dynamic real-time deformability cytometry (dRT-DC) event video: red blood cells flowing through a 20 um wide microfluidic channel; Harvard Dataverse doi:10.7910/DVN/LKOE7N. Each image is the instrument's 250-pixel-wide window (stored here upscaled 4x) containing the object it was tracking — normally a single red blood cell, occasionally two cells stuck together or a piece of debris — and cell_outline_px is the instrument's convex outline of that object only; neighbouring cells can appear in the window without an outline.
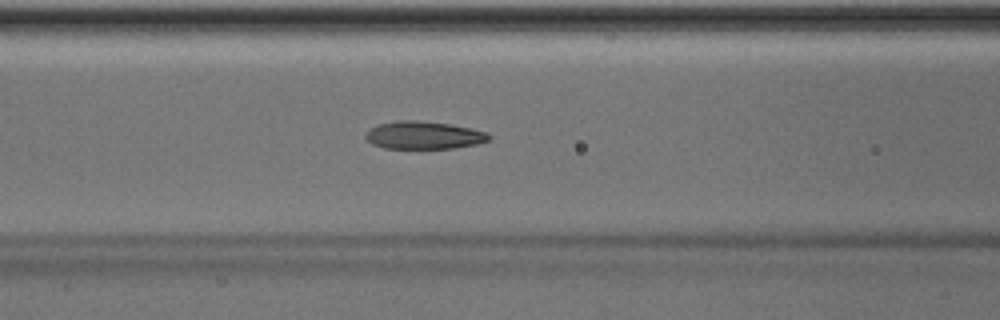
{"species": "Egyptian fruit bat (a non-hibernating species)", "species_latin": "Rousettus aegyptiacus", "temperature_condition": "room temperature", "stored_images_in_passage": 49, "camera_frame_rate_fps": 3000, "um_per_image_px": 0.085, "animal": {"sex": "male"}, "frame": {"image": 1, "passage_image": 21, "time_ms": 6.667, "image_size_px": [1000, 320], "cell_outline_px": [[492, 136], [488, 140], [476, 144], [452, 148], [384, 148], [372, 144], [364, 136], [368, 128], [380, 124], [396, 120], [416, 120], [448, 124], [468, 128], [484, 132]], "centroid_in_image_um": [35.95, 11.49], "position_along_channel_um": 130.6, "area_um2": 19.71}}
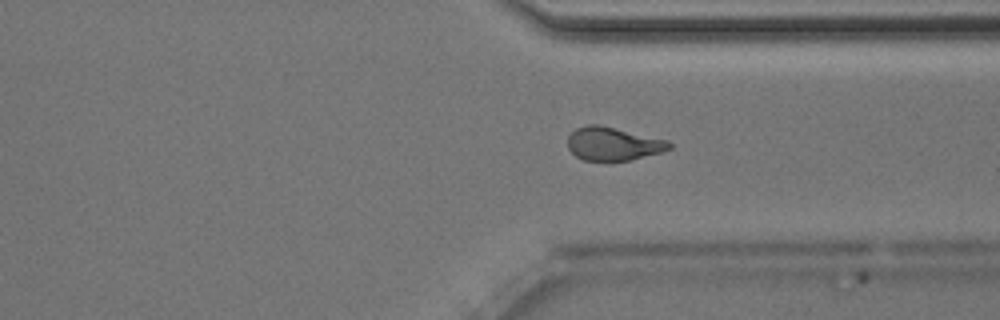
{"frame": {"image": 2, "passage_image": 38, "time_ms": 12.333, "image_size_px": [1000, 320], "cell_outline_px": [[672, 148], [660, 152], [628, 160], [584, 160], [576, 156], [568, 148], [568, 136], [576, 128], [588, 124], [600, 124], [668, 140], [672, 144]], "centroid_in_image_um": [52.11, 12.2], "position_along_channel_um": 359.3, "area_um2": 19.59}}
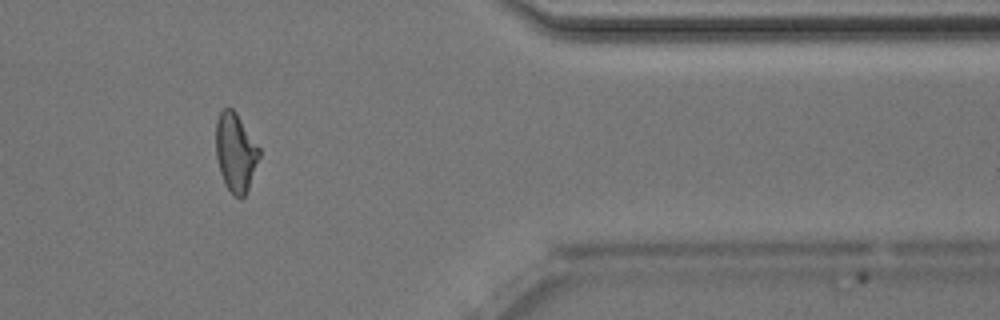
{"frame": {"image": 3, "passage_image": 42, "time_ms": 13.667, "image_size_px": [1000, 320], "cell_outline_px": [[260, 156], [248, 188], [244, 196], [240, 200], [224, 184], [220, 172], [216, 156], [216, 120], [220, 112], [224, 108], [232, 108], [236, 112], [260, 148]], "centroid_in_image_um": [20.02, 12.94], "position_along_channel_um": 391.4, "area_um2": 19.77}}